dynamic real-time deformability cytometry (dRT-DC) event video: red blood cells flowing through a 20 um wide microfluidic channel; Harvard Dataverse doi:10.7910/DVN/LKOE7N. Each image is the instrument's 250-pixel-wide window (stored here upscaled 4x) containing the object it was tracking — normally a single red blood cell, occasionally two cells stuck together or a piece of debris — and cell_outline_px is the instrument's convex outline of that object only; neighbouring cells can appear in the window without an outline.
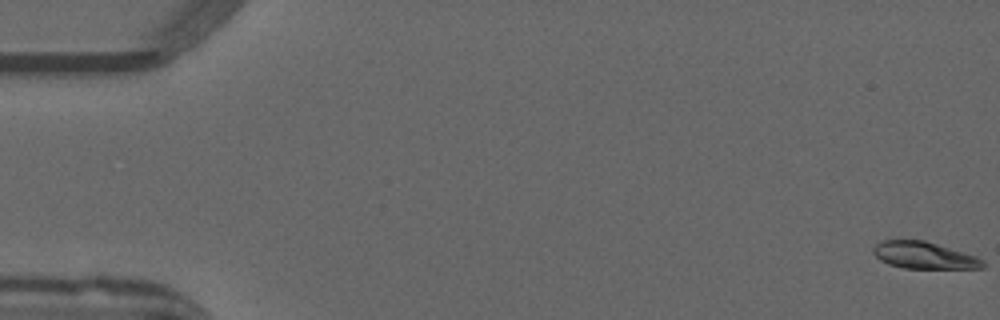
{"species": "common noctule bat (a hibernating species)", "species_latin": "Nyctalus noctula", "temperature_condition": "warm", "stored_images_in_passage": 52, "camera_frame_rate_fps": 3000, "um_per_image_px": 0.085, "animal": {"sex": "male", "forearm_length_mm": 52.5}, "frame": {"image": 1, "passage_image": 1, "time_ms": 0.0, "image_size_px": [1000, 320], "cell_outline_px": [[984, 268], [904, 268], [888, 264], [880, 260], [872, 252], [872, 248], [876, 244], [884, 240], [924, 240], [964, 252], [976, 256], [984, 260]], "centroid_in_image_um": [78.53, 21.7], "position_along_channel_um": 6.5, "area_um2": 17.11}}
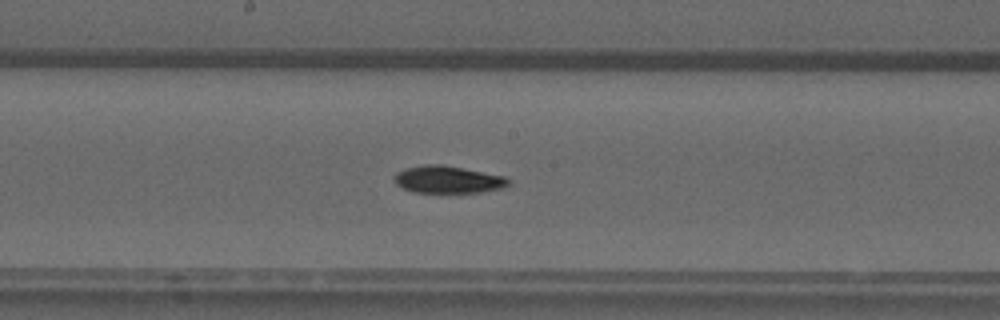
{"frame": {"image": 2, "passage_image": 28, "time_ms": 9.0, "image_size_px": [1000, 320], "cell_outline_px": [[512, 180], [504, 188], [480, 192], [412, 192], [396, 184], [392, 180], [396, 172], [404, 168], [424, 164], [440, 164], [504, 176]], "centroid_in_image_um": [38.04, 15.26], "position_along_channel_um": 210.2, "area_um2": 18.15}}
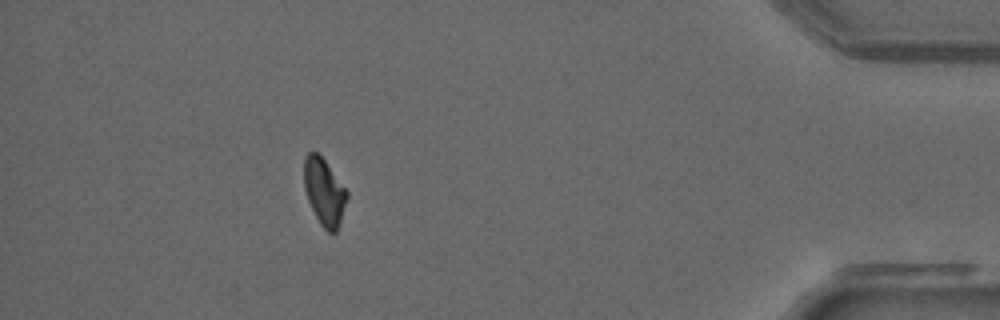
{"frame": {"image": 3, "passage_image": 47, "time_ms": 15.333, "image_size_px": [1000, 320], "cell_outline_px": [[348, 196], [336, 232], [328, 232], [320, 224], [308, 200], [304, 188], [304, 156], [308, 152], [316, 152], [324, 160], [348, 192]], "centroid_in_image_um": [27.54, 16.29], "position_along_channel_um": 407.7, "area_um2": 16.36}, "authors_computed_cell_mechanics": {"area_um2": 17.7446, "velocity_mm_per_s": 3.9851, "shape_relaxation_time_tau1_ms": 8.4984, "shape_relaxation_time_tau2_ms": 10.2257, "deformation_change_tau1": 0.2151, "deformation_change_tau2": 0.1322}}